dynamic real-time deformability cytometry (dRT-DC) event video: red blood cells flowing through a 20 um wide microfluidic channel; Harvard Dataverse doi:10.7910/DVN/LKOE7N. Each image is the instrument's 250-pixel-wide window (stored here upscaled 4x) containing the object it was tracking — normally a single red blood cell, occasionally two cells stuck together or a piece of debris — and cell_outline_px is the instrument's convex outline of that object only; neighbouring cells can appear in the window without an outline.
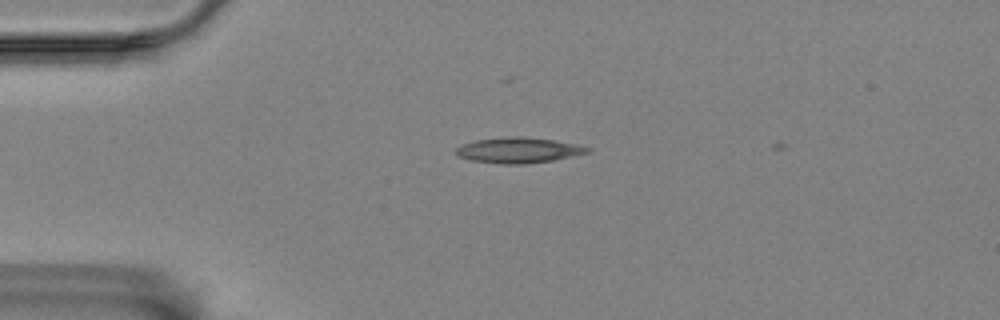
{"species": "Egyptian fruit bat (a non-hibernating species)", "species_latin": "Rousettus aegyptiacus", "temperature_condition": "room temperature", "stored_images_in_passage": 4, "camera_frame_rate_fps": 3000, "um_per_image_px": 0.085, "animal": {"sex": "female"}, "frame": {"image": 1, "passage_image": 3, "time_ms": 2.333, "image_size_px": [1000, 320], "cell_outline_px": [[592, 152], [552, 160], [524, 164], [500, 164], [472, 160], [456, 156], [456, 148], [460, 144], [476, 140], [508, 136], [524, 136], [556, 140], [576, 144], [592, 148]], "centroid_in_image_um": [44.08, 12.76], "position_along_channel_um": 40.9, "area_um2": 19.77}}